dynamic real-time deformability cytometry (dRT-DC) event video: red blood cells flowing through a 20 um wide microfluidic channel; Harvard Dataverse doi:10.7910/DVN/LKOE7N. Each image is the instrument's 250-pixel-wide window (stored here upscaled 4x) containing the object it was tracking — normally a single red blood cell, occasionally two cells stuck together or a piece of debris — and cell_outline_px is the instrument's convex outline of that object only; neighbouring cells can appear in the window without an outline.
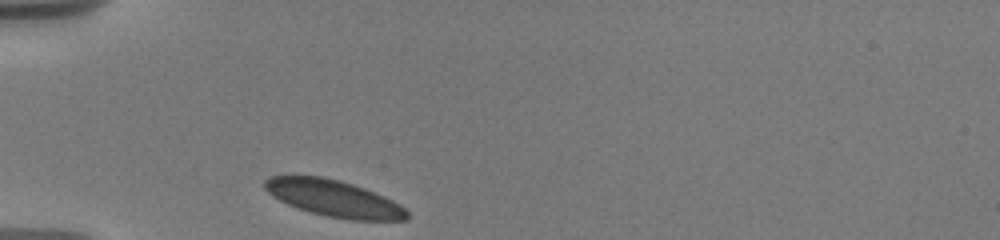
{"species": "human", "species_latin": "Homo sapiens", "temperature_condition": "warm", "stored_images_in_passage": 8, "camera_frame_rate_fps": 3000, "um_per_image_px": 0.085, "donor": {"sex": "male"}, "frame": {"image": 1, "passage_image": 1, "time_ms": 0.0, "image_size_px": [1000, 240], "cell_outline_px": [[408, 220], [352, 220], [328, 216], [296, 208], [272, 196], [264, 188], [264, 180], [272, 176], [320, 176], [340, 180], [364, 188], [384, 196], [400, 204], [408, 212]], "centroid_in_image_um": [28.38, 16.86], "position_along_channel_um": 56.6, "area_um2": 30.11}}
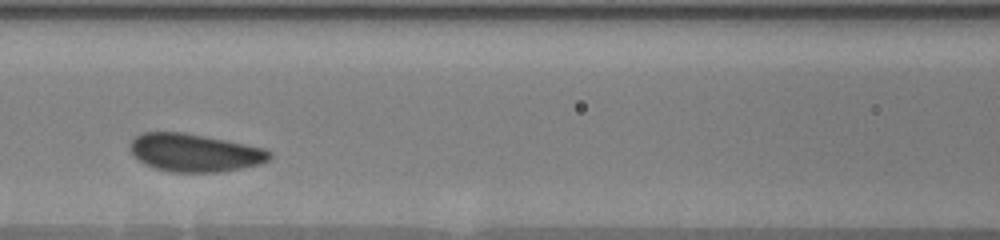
{"frame": {"image": 2, "passage_image": 5, "time_ms": 3.0, "image_size_px": [1000, 240], "cell_outline_px": [[272, 156], [268, 160], [260, 164], [220, 172], [168, 172], [144, 164], [132, 156], [128, 148], [128, 144], [136, 136], [144, 132], [184, 132], [264, 148], [272, 152]], "centroid_in_image_um": [16.49, 12.98], "position_along_channel_um": 150.1, "area_um2": 30.92}}
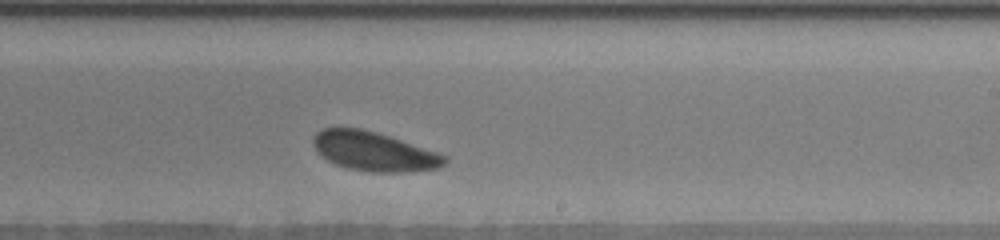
{"frame": {"image": 3, "passage_image": 8, "time_ms": 6.0, "image_size_px": [1000, 240], "cell_outline_px": [[448, 160], [444, 164], [436, 168], [408, 172], [368, 172], [348, 168], [336, 164], [328, 160], [316, 148], [312, 140], [316, 132], [324, 128], [360, 128], [376, 132], [448, 156]], "centroid_in_image_um": [31.8, 12.88], "position_along_channel_um": 257.2, "area_um2": 29.54}}